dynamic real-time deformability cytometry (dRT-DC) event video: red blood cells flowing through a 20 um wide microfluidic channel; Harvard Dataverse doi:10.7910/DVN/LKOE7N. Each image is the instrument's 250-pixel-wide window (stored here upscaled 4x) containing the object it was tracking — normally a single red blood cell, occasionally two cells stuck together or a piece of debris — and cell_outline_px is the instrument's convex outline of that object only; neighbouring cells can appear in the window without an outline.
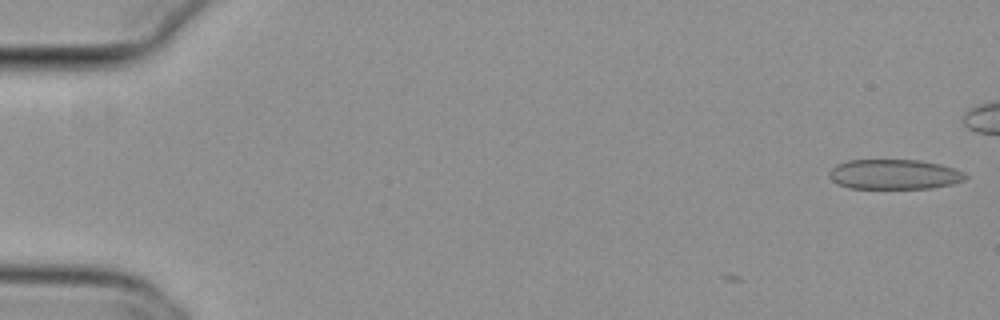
{"species": "common noctule bat (a hibernating species)", "species_latin": "Nyctalus noctula", "temperature_condition": "cold", "stored_images_in_passage": 4, "camera_frame_rate_fps": 3000, "um_per_image_px": 0.085, "animal": {"sex": "female", "body_mass_g": 29.2, "forearm_length_mm": 56.3}, "frame": {"image": 1, "passage_image": 4, "time_ms": 1.0, "image_size_px": [1000, 320], "cell_outline_px": [[968, 176], [964, 180], [952, 184], [932, 188], [848, 188], [832, 180], [828, 176], [828, 172], [836, 164], [848, 160], [920, 160], [940, 164], [956, 168], [964, 172]], "centroid_in_image_um": [76.03, 14.81], "position_along_channel_um": 9.0, "area_um2": 23.87}}